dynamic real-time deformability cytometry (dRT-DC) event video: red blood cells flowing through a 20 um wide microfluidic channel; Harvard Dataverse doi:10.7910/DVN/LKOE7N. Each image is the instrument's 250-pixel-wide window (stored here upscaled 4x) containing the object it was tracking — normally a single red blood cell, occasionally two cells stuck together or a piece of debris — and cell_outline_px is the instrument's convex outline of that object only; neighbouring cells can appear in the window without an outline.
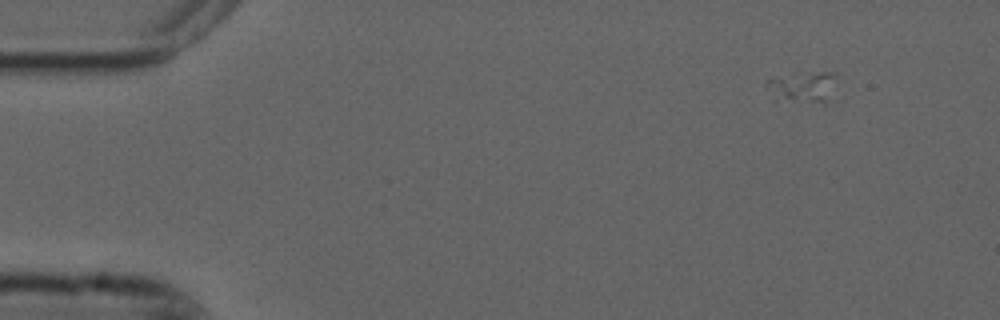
{"species": "common noctule bat (a hibernating species)", "species_latin": "Nyctalus noctula", "temperature_condition": "cold", "stored_images_in_passage": 4, "camera_frame_rate_fps": 3000, "um_per_image_px": 0.085, "animal": {"sex": "male", "forearm_length_mm": 52.5}, "frame": {"image": 1, "passage_image": 1, "time_ms": 0.0, "image_size_px": [1000, 320], "cell_outline_px": [[836, 72], [824, 104], [772, 100], [764, 84], [768, 80], [820, 72]], "centroid_in_image_um": [68.13, 7.47], "position_along_channel_um": 16.9, "area_um2": 12.02}}
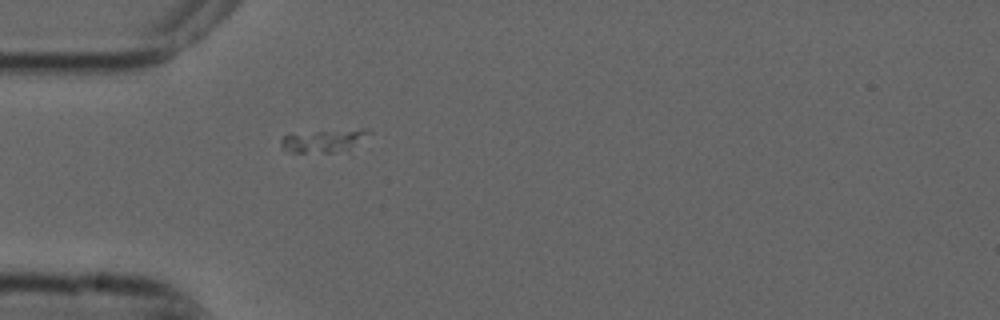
{"frame": {"image": 2, "passage_image": 4, "time_ms": 1.0, "image_size_px": [1000, 320], "cell_outline_px": [[372, 132], [332, 152], [292, 152], [280, 148], [280, 140], [288, 132], [360, 128], [368, 128]], "centroid_in_image_um": [27.29, 11.88], "position_along_channel_um": 57.7, "area_um2": 11.33}}